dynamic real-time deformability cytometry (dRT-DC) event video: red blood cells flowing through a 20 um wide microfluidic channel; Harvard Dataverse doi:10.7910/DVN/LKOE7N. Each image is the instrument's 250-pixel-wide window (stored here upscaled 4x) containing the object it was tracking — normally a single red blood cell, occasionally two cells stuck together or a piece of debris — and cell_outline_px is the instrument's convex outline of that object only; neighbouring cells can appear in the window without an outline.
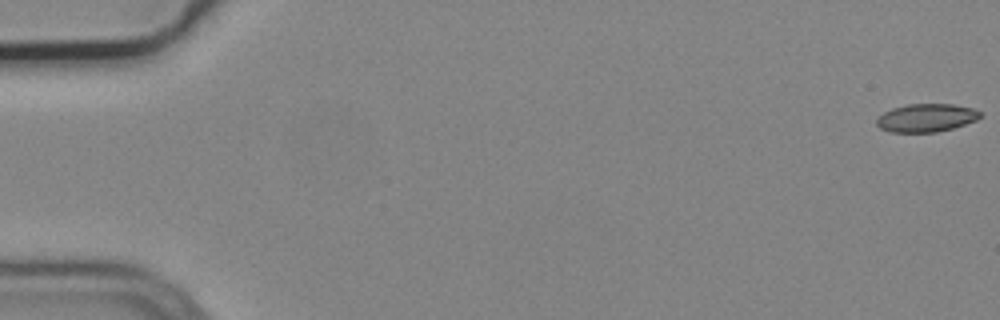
{"species": "common noctule bat (a hibernating species)", "species_latin": "Nyctalus noctula", "temperature_condition": "cold", "stored_images_in_passage": 4, "camera_frame_rate_fps": 3000, "um_per_image_px": 0.085, "animal": {"sex": "male", "body_mass_g": 19.2, "forearm_length_mm": 51.8}, "frame": {"image": 1, "passage_image": 1, "time_ms": 0.0, "image_size_px": [1000, 320], "cell_outline_px": [[980, 116], [976, 120], [952, 128], [936, 132], [888, 132], [880, 128], [876, 124], [876, 120], [884, 112], [892, 108], [908, 104], [952, 104], [972, 108], [980, 112]], "centroid_in_image_um": [78.7, 10.02], "position_along_channel_um": 6.3, "area_um2": 16.82}}